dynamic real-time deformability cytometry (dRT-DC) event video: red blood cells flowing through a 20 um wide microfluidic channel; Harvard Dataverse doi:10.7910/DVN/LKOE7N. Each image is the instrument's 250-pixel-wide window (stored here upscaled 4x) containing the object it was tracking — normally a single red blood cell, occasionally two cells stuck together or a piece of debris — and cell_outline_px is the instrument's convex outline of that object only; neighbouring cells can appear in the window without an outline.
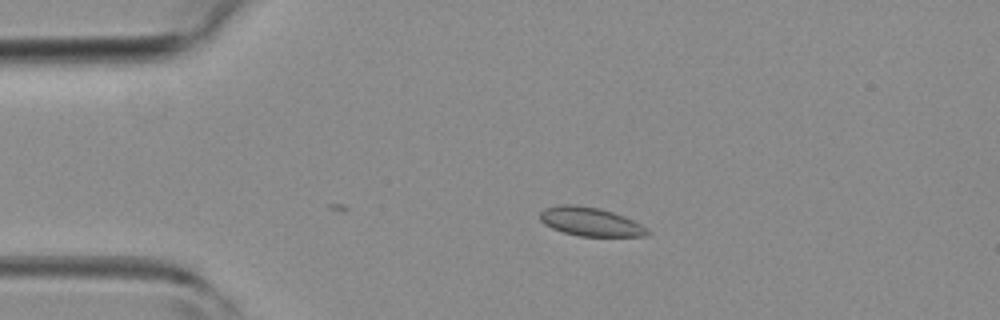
{"species": "common noctule bat (a hibernating species)", "species_latin": "Nyctalus noctula", "temperature_condition": "room temperature", "stored_images_in_passage": 4, "camera_frame_rate_fps": 3000, "um_per_image_px": 0.085, "animal": {"sex": "female", "body_mass_g": 19.3, "forearm_length_mm": 54.1}, "frame": {"image": 1, "passage_image": 3, "time_ms": 2.333, "image_size_px": [1000, 320], "cell_outline_px": [[652, 232], [648, 236], [580, 236], [564, 232], [552, 228], [544, 224], [540, 220], [540, 212], [544, 208], [560, 204], [576, 204], [600, 208], [624, 216], [648, 228]], "centroid_in_image_um": [50.19, 18.84], "position_along_channel_um": 34.8, "area_um2": 18.09}}